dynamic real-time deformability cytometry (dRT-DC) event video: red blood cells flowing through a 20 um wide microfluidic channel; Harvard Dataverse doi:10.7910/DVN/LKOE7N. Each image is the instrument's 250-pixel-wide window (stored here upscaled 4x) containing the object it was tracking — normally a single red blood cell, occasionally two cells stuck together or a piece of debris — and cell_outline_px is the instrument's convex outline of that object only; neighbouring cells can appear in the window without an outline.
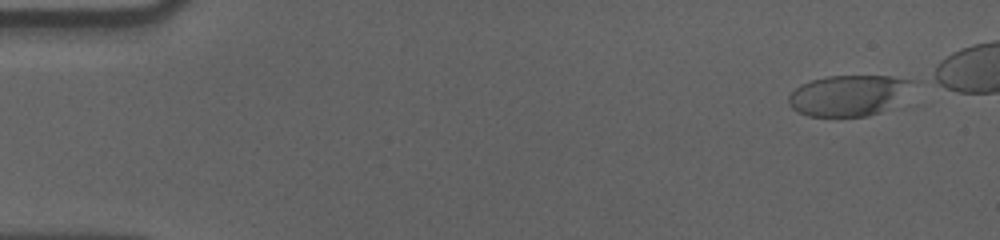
{"species": "human", "species_latin": "Homo sapiens", "temperature_condition": "cold", "stored_images_in_passage": 49, "camera_frame_rate_fps": 3000, "um_per_image_px": 0.085, "donor": {"sex": "male"}, "frame": {"image": 1, "passage_image": 1, "time_ms": 0.0, "image_size_px": [1000, 240], "cell_outline_px": [[920, 80], [880, 112], [868, 116], [808, 116], [792, 108], [788, 104], [788, 96], [800, 84], [812, 80], [828, 76], [892, 76]], "centroid_in_image_um": [72.09, 8.09], "position_along_channel_um": 12.9, "area_um2": 29.07}}
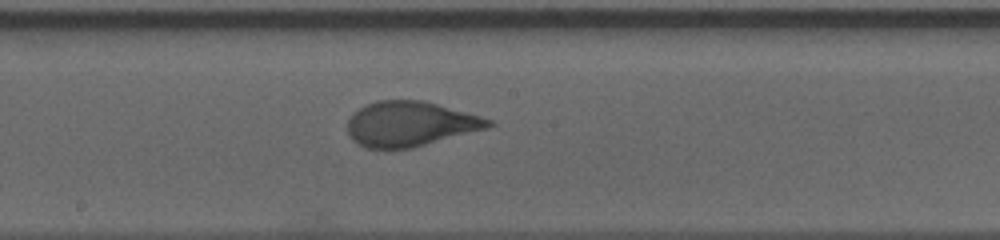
{"frame": {"image": 2, "passage_image": 29, "time_ms": 9.333, "image_size_px": [1000, 240], "cell_outline_px": [[496, 124], [488, 128], [412, 148], [364, 148], [356, 144], [348, 136], [348, 120], [352, 112], [376, 100], [420, 100], [436, 104], [480, 116], [492, 120]], "centroid_in_image_um": [34.83, 10.54], "position_along_channel_um": 213.4, "area_um2": 36.88}}
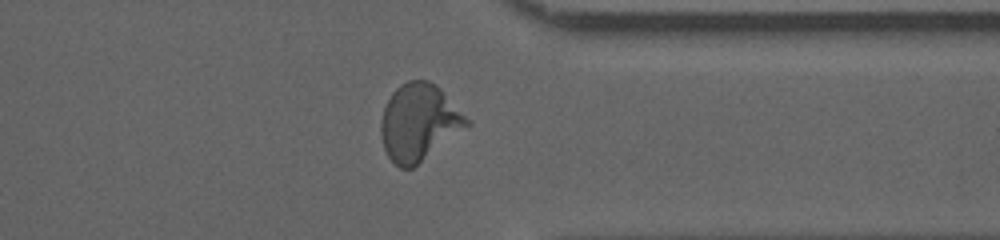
{"frame": {"image": 3, "passage_image": 43, "time_ms": 14.0, "image_size_px": [1000, 240], "cell_outline_px": [[472, 124], [412, 168], [400, 168], [388, 156], [384, 148], [380, 136], [380, 120], [384, 108], [392, 92], [400, 84], [408, 80], [428, 80], [436, 84], [472, 120]], "centroid_in_image_um": [35.63, 10.38], "position_along_channel_um": 375.8, "area_um2": 38.67}, "authors_computed_cell_mechanics": {"area_um2": 36.6452, "velocity_mm_per_s": 3.5603, "shape_relaxation_time_tau1_ms": 5.7268, "shape_relaxation_time_tau2_ms": null, "deformation_change_tau1": 0.2007, "deformation_change_tau2": null}}